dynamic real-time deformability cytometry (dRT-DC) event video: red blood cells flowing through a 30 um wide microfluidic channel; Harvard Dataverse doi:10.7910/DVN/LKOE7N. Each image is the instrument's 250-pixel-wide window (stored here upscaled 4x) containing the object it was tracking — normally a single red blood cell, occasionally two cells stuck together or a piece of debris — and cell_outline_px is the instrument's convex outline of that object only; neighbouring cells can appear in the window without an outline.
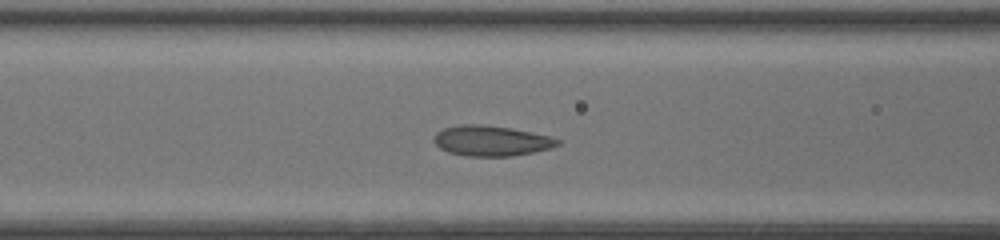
{"species": "common noctule bat (a hibernating species)", "species_latin": "Nyctalus noctula", "temperature_condition": "room temperature", "stored_images_in_passage": 12, "camera_frame_rate_fps": 3000, "um_per_image_px": 0.085, "animal": {"sex": "female", "body_mass_g": 20.0, "forearm_length_mm": 54.0}, "frame": {"image": 1, "passage_image": 7, "time_ms": 2.0, "image_size_px": [1000, 240], "cell_outline_px": [[560, 144], [548, 148], [532, 152], [512, 156], [468, 156], [448, 152], [440, 148], [436, 144], [436, 132], [444, 128], [460, 124], [480, 124], [512, 128], [548, 136], [560, 140]], "centroid_in_image_um": [41.74, 11.96], "position_along_channel_um": 124.9, "area_um2": 21.56}}
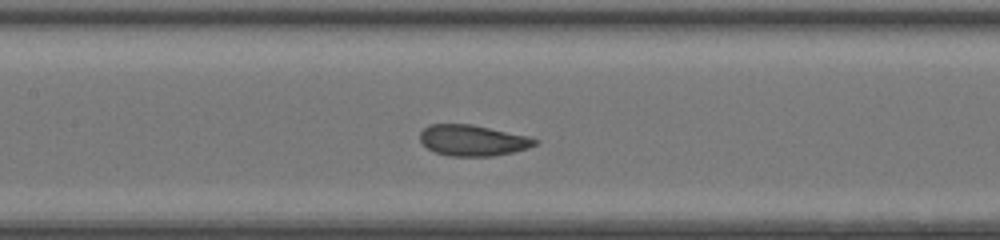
{"frame": {"image": 2, "passage_image": 10, "time_ms": 3.0, "image_size_px": [1000, 240], "cell_outline_px": [[540, 140], [536, 144], [528, 148], [512, 152], [492, 156], [452, 156], [436, 152], [428, 148], [420, 140], [420, 132], [428, 124], [472, 124], [528, 136]], "centroid_in_image_um": [40.19, 11.92], "position_along_channel_um": 167.2, "area_um2": 20.63}}